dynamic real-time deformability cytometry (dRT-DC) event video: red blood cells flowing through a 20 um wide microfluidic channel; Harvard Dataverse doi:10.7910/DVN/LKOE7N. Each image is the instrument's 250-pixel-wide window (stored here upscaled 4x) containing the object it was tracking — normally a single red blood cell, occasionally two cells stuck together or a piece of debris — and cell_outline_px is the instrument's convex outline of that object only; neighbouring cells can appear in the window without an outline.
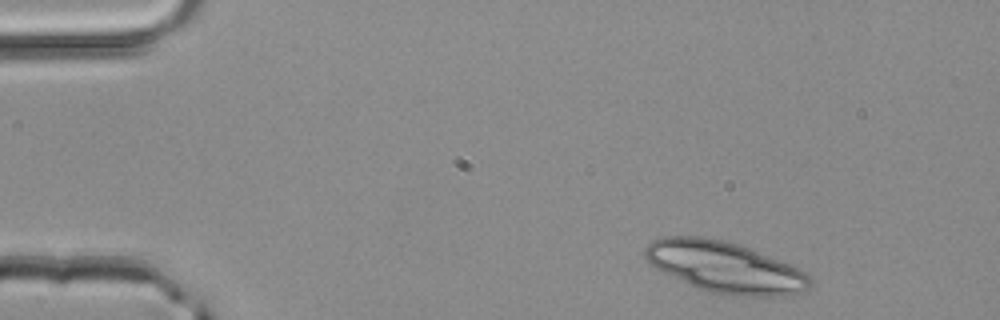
{"species": "common noctule bat (a hibernating species)", "species_latin": "Nyctalus noctula", "temperature_condition": "room temperature", "stored_images_in_passage": 2, "camera_frame_rate_fps": 3000, "um_per_image_px": 0.085, "animal": {"sex": "male", "body_mass_g": 20.4}, "frame": {"image": 1, "passage_image": 1, "time_ms": 0.0, "image_size_px": [1000, 320], "cell_outline_px": [[812, 288], [784, 296], [732, 296], [708, 292], [696, 288], [656, 268], [644, 256], [644, 248], [652, 240], [660, 236], [704, 236], [724, 240], [748, 248], [808, 272], [812, 280]], "centroid_in_image_um": [61.61, 22.71], "position_along_channel_um": 23.4, "area_um2": 49.19}}